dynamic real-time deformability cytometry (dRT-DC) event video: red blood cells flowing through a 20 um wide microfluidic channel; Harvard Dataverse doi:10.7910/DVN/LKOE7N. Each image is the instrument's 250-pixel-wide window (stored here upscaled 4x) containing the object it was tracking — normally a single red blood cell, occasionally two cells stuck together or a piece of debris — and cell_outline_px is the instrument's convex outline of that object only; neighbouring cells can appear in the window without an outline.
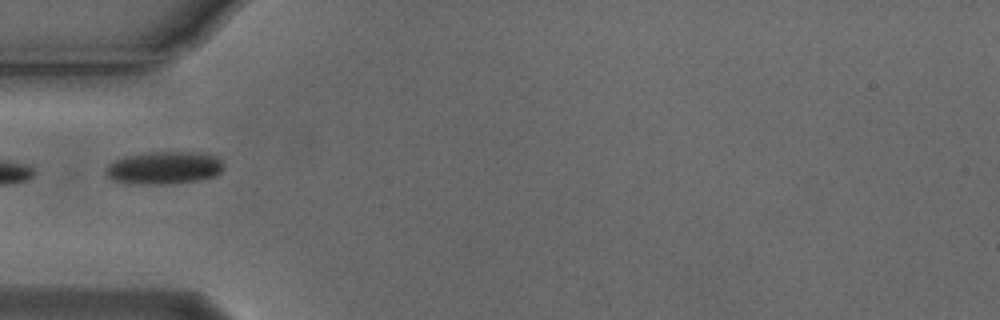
{"species": "Egyptian fruit bat (a non-hibernating species)", "species_latin": "Rousettus aegyptiacus", "temperature_condition": "cold", "stored_images_in_passage": 2, "camera_frame_rate_fps": 3000, "um_per_image_px": 0.085, "animal": {"sex": "male"}, "frame": {"image": 1, "passage_image": 2, "time_ms": 0.333, "image_size_px": [1000, 320], "cell_outline_px": [[224, 168], [216, 176], [200, 180], [168, 184], [148, 184], [112, 180], [104, 172], [108, 164], [124, 156], [156, 152], [192, 152], [216, 156], [224, 164]], "centroid_in_image_um": [13.98, 14.27], "position_along_channel_um": 71.0, "area_um2": 22.25}}